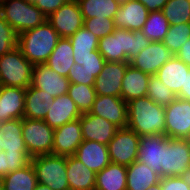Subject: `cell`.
<instances>
[{"label":"cell","mask_w":190,"mask_h":190,"mask_svg":"<svg viewBox=\"0 0 190 190\" xmlns=\"http://www.w3.org/2000/svg\"><path fill=\"white\" fill-rule=\"evenodd\" d=\"M162 12L170 25L190 22V2L188 0H168Z\"/></svg>","instance_id":"36"},{"label":"cell","mask_w":190,"mask_h":190,"mask_svg":"<svg viewBox=\"0 0 190 190\" xmlns=\"http://www.w3.org/2000/svg\"><path fill=\"white\" fill-rule=\"evenodd\" d=\"M74 63L70 39L61 37L45 64L59 75L67 77Z\"/></svg>","instance_id":"30"},{"label":"cell","mask_w":190,"mask_h":190,"mask_svg":"<svg viewBox=\"0 0 190 190\" xmlns=\"http://www.w3.org/2000/svg\"><path fill=\"white\" fill-rule=\"evenodd\" d=\"M120 5L125 4L126 2L130 0H116Z\"/></svg>","instance_id":"54"},{"label":"cell","mask_w":190,"mask_h":190,"mask_svg":"<svg viewBox=\"0 0 190 190\" xmlns=\"http://www.w3.org/2000/svg\"><path fill=\"white\" fill-rule=\"evenodd\" d=\"M27 3L35 5L37 2H41V0H25Z\"/></svg>","instance_id":"53"},{"label":"cell","mask_w":190,"mask_h":190,"mask_svg":"<svg viewBox=\"0 0 190 190\" xmlns=\"http://www.w3.org/2000/svg\"><path fill=\"white\" fill-rule=\"evenodd\" d=\"M1 134H2V133H1V127H0V145H1V138H2V137H1Z\"/></svg>","instance_id":"57"},{"label":"cell","mask_w":190,"mask_h":190,"mask_svg":"<svg viewBox=\"0 0 190 190\" xmlns=\"http://www.w3.org/2000/svg\"><path fill=\"white\" fill-rule=\"evenodd\" d=\"M183 177L190 187V168L186 171V173L183 175Z\"/></svg>","instance_id":"51"},{"label":"cell","mask_w":190,"mask_h":190,"mask_svg":"<svg viewBox=\"0 0 190 190\" xmlns=\"http://www.w3.org/2000/svg\"><path fill=\"white\" fill-rule=\"evenodd\" d=\"M46 20L62 38H70L84 24V19L76 0H69L58 10L51 13Z\"/></svg>","instance_id":"11"},{"label":"cell","mask_w":190,"mask_h":190,"mask_svg":"<svg viewBox=\"0 0 190 190\" xmlns=\"http://www.w3.org/2000/svg\"><path fill=\"white\" fill-rule=\"evenodd\" d=\"M37 178L32 163L3 177V190H35Z\"/></svg>","instance_id":"32"},{"label":"cell","mask_w":190,"mask_h":190,"mask_svg":"<svg viewBox=\"0 0 190 190\" xmlns=\"http://www.w3.org/2000/svg\"><path fill=\"white\" fill-rule=\"evenodd\" d=\"M68 95L75 102L78 110L88 113L97 97L94 85L74 84L70 83Z\"/></svg>","instance_id":"35"},{"label":"cell","mask_w":190,"mask_h":190,"mask_svg":"<svg viewBox=\"0 0 190 190\" xmlns=\"http://www.w3.org/2000/svg\"><path fill=\"white\" fill-rule=\"evenodd\" d=\"M89 113L106 119L118 128L128 124L127 103L121 97L97 95Z\"/></svg>","instance_id":"13"},{"label":"cell","mask_w":190,"mask_h":190,"mask_svg":"<svg viewBox=\"0 0 190 190\" xmlns=\"http://www.w3.org/2000/svg\"><path fill=\"white\" fill-rule=\"evenodd\" d=\"M75 102L68 93L54 98L48 113L43 119L53 129L58 128L68 122L77 120L81 117Z\"/></svg>","instance_id":"21"},{"label":"cell","mask_w":190,"mask_h":190,"mask_svg":"<svg viewBox=\"0 0 190 190\" xmlns=\"http://www.w3.org/2000/svg\"><path fill=\"white\" fill-rule=\"evenodd\" d=\"M149 15V11L140 1L130 0L120 5L114 16L116 28L130 31L141 30Z\"/></svg>","instance_id":"20"},{"label":"cell","mask_w":190,"mask_h":190,"mask_svg":"<svg viewBox=\"0 0 190 190\" xmlns=\"http://www.w3.org/2000/svg\"><path fill=\"white\" fill-rule=\"evenodd\" d=\"M173 57L171 51L161 42H151L129 64L149 75H156L161 66Z\"/></svg>","instance_id":"12"},{"label":"cell","mask_w":190,"mask_h":190,"mask_svg":"<svg viewBox=\"0 0 190 190\" xmlns=\"http://www.w3.org/2000/svg\"><path fill=\"white\" fill-rule=\"evenodd\" d=\"M189 70L190 66L173 55L170 60L161 66L156 75L162 83L177 95L184 87L185 76Z\"/></svg>","instance_id":"25"},{"label":"cell","mask_w":190,"mask_h":190,"mask_svg":"<svg viewBox=\"0 0 190 190\" xmlns=\"http://www.w3.org/2000/svg\"><path fill=\"white\" fill-rule=\"evenodd\" d=\"M54 129L44 120L22 118V137L31 157L52 154Z\"/></svg>","instance_id":"7"},{"label":"cell","mask_w":190,"mask_h":190,"mask_svg":"<svg viewBox=\"0 0 190 190\" xmlns=\"http://www.w3.org/2000/svg\"><path fill=\"white\" fill-rule=\"evenodd\" d=\"M163 134L140 136L137 161L143 162L162 177L163 165Z\"/></svg>","instance_id":"18"},{"label":"cell","mask_w":190,"mask_h":190,"mask_svg":"<svg viewBox=\"0 0 190 190\" xmlns=\"http://www.w3.org/2000/svg\"><path fill=\"white\" fill-rule=\"evenodd\" d=\"M0 190H3V177L0 176Z\"/></svg>","instance_id":"55"},{"label":"cell","mask_w":190,"mask_h":190,"mask_svg":"<svg viewBox=\"0 0 190 190\" xmlns=\"http://www.w3.org/2000/svg\"><path fill=\"white\" fill-rule=\"evenodd\" d=\"M129 62H105L102 71L95 78L97 95L121 97L122 79Z\"/></svg>","instance_id":"15"},{"label":"cell","mask_w":190,"mask_h":190,"mask_svg":"<svg viewBox=\"0 0 190 190\" xmlns=\"http://www.w3.org/2000/svg\"><path fill=\"white\" fill-rule=\"evenodd\" d=\"M190 38V22L170 25L162 43L171 51L173 55L181 49Z\"/></svg>","instance_id":"37"},{"label":"cell","mask_w":190,"mask_h":190,"mask_svg":"<svg viewBox=\"0 0 190 190\" xmlns=\"http://www.w3.org/2000/svg\"><path fill=\"white\" fill-rule=\"evenodd\" d=\"M8 0H0V5Z\"/></svg>","instance_id":"56"},{"label":"cell","mask_w":190,"mask_h":190,"mask_svg":"<svg viewBox=\"0 0 190 190\" xmlns=\"http://www.w3.org/2000/svg\"><path fill=\"white\" fill-rule=\"evenodd\" d=\"M177 98L190 101V70L185 76L184 87L177 94Z\"/></svg>","instance_id":"48"},{"label":"cell","mask_w":190,"mask_h":190,"mask_svg":"<svg viewBox=\"0 0 190 190\" xmlns=\"http://www.w3.org/2000/svg\"><path fill=\"white\" fill-rule=\"evenodd\" d=\"M82 142L80 119L68 122L54 129L52 154L59 156L75 155Z\"/></svg>","instance_id":"14"},{"label":"cell","mask_w":190,"mask_h":190,"mask_svg":"<svg viewBox=\"0 0 190 190\" xmlns=\"http://www.w3.org/2000/svg\"><path fill=\"white\" fill-rule=\"evenodd\" d=\"M170 23L162 10L149 12L148 18L141 31L152 42L161 41L169 30Z\"/></svg>","instance_id":"34"},{"label":"cell","mask_w":190,"mask_h":190,"mask_svg":"<svg viewBox=\"0 0 190 190\" xmlns=\"http://www.w3.org/2000/svg\"><path fill=\"white\" fill-rule=\"evenodd\" d=\"M33 65L16 47L0 57V86L27 89L32 81Z\"/></svg>","instance_id":"4"},{"label":"cell","mask_w":190,"mask_h":190,"mask_svg":"<svg viewBox=\"0 0 190 190\" xmlns=\"http://www.w3.org/2000/svg\"><path fill=\"white\" fill-rule=\"evenodd\" d=\"M160 176L143 162L127 166L126 190H147L160 182Z\"/></svg>","instance_id":"27"},{"label":"cell","mask_w":190,"mask_h":190,"mask_svg":"<svg viewBox=\"0 0 190 190\" xmlns=\"http://www.w3.org/2000/svg\"><path fill=\"white\" fill-rule=\"evenodd\" d=\"M140 136L128 127L118 128L107 144L112 163L129 166L137 160Z\"/></svg>","instance_id":"9"},{"label":"cell","mask_w":190,"mask_h":190,"mask_svg":"<svg viewBox=\"0 0 190 190\" xmlns=\"http://www.w3.org/2000/svg\"><path fill=\"white\" fill-rule=\"evenodd\" d=\"M74 156L95 173L102 171L111 162L107 145L91 140H83Z\"/></svg>","instance_id":"22"},{"label":"cell","mask_w":190,"mask_h":190,"mask_svg":"<svg viewBox=\"0 0 190 190\" xmlns=\"http://www.w3.org/2000/svg\"><path fill=\"white\" fill-rule=\"evenodd\" d=\"M150 77L151 75L129 64L122 79L121 98L128 103L133 99L147 96V86Z\"/></svg>","instance_id":"24"},{"label":"cell","mask_w":190,"mask_h":190,"mask_svg":"<svg viewBox=\"0 0 190 190\" xmlns=\"http://www.w3.org/2000/svg\"><path fill=\"white\" fill-rule=\"evenodd\" d=\"M35 190H53L49 186L37 183Z\"/></svg>","instance_id":"50"},{"label":"cell","mask_w":190,"mask_h":190,"mask_svg":"<svg viewBox=\"0 0 190 190\" xmlns=\"http://www.w3.org/2000/svg\"><path fill=\"white\" fill-rule=\"evenodd\" d=\"M37 183L53 190H70L66 175V156L53 154L38 155L31 158Z\"/></svg>","instance_id":"5"},{"label":"cell","mask_w":190,"mask_h":190,"mask_svg":"<svg viewBox=\"0 0 190 190\" xmlns=\"http://www.w3.org/2000/svg\"><path fill=\"white\" fill-rule=\"evenodd\" d=\"M151 42L141 30L116 28L99 39L98 51L107 62H129Z\"/></svg>","instance_id":"1"},{"label":"cell","mask_w":190,"mask_h":190,"mask_svg":"<svg viewBox=\"0 0 190 190\" xmlns=\"http://www.w3.org/2000/svg\"><path fill=\"white\" fill-rule=\"evenodd\" d=\"M67 78L70 83L94 85L96 77L85 70L82 65L74 63V65L69 69Z\"/></svg>","instance_id":"41"},{"label":"cell","mask_w":190,"mask_h":190,"mask_svg":"<svg viewBox=\"0 0 190 190\" xmlns=\"http://www.w3.org/2000/svg\"><path fill=\"white\" fill-rule=\"evenodd\" d=\"M186 65L190 66V38L182 44L181 49L175 55Z\"/></svg>","instance_id":"46"},{"label":"cell","mask_w":190,"mask_h":190,"mask_svg":"<svg viewBox=\"0 0 190 190\" xmlns=\"http://www.w3.org/2000/svg\"><path fill=\"white\" fill-rule=\"evenodd\" d=\"M0 15L18 34L40 26L47 18L39 8L25 0H8L2 3Z\"/></svg>","instance_id":"6"},{"label":"cell","mask_w":190,"mask_h":190,"mask_svg":"<svg viewBox=\"0 0 190 190\" xmlns=\"http://www.w3.org/2000/svg\"><path fill=\"white\" fill-rule=\"evenodd\" d=\"M146 6L149 12L162 10L168 0H137Z\"/></svg>","instance_id":"47"},{"label":"cell","mask_w":190,"mask_h":190,"mask_svg":"<svg viewBox=\"0 0 190 190\" xmlns=\"http://www.w3.org/2000/svg\"><path fill=\"white\" fill-rule=\"evenodd\" d=\"M8 161V174L12 171L22 169L31 163V156L28 152L5 151Z\"/></svg>","instance_id":"42"},{"label":"cell","mask_w":190,"mask_h":190,"mask_svg":"<svg viewBox=\"0 0 190 190\" xmlns=\"http://www.w3.org/2000/svg\"><path fill=\"white\" fill-rule=\"evenodd\" d=\"M147 96L151 98L156 104L161 106H168L174 99L177 98L176 93L171 91L157 75H151L148 86Z\"/></svg>","instance_id":"38"},{"label":"cell","mask_w":190,"mask_h":190,"mask_svg":"<svg viewBox=\"0 0 190 190\" xmlns=\"http://www.w3.org/2000/svg\"><path fill=\"white\" fill-rule=\"evenodd\" d=\"M0 150L8 152H28L22 137V119H13L0 123Z\"/></svg>","instance_id":"31"},{"label":"cell","mask_w":190,"mask_h":190,"mask_svg":"<svg viewBox=\"0 0 190 190\" xmlns=\"http://www.w3.org/2000/svg\"><path fill=\"white\" fill-rule=\"evenodd\" d=\"M69 39L72 44L75 62H84L90 57H95V50H98L99 38L84 26Z\"/></svg>","instance_id":"29"},{"label":"cell","mask_w":190,"mask_h":190,"mask_svg":"<svg viewBox=\"0 0 190 190\" xmlns=\"http://www.w3.org/2000/svg\"><path fill=\"white\" fill-rule=\"evenodd\" d=\"M68 1L69 0H41V2H37L35 6L39 8L46 17H48Z\"/></svg>","instance_id":"45"},{"label":"cell","mask_w":190,"mask_h":190,"mask_svg":"<svg viewBox=\"0 0 190 190\" xmlns=\"http://www.w3.org/2000/svg\"><path fill=\"white\" fill-rule=\"evenodd\" d=\"M162 177L183 176L190 168V139L164 138Z\"/></svg>","instance_id":"8"},{"label":"cell","mask_w":190,"mask_h":190,"mask_svg":"<svg viewBox=\"0 0 190 190\" xmlns=\"http://www.w3.org/2000/svg\"><path fill=\"white\" fill-rule=\"evenodd\" d=\"M83 19L106 17L114 19L120 4L116 0H76Z\"/></svg>","instance_id":"33"},{"label":"cell","mask_w":190,"mask_h":190,"mask_svg":"<svg viewBox=\"0 0 190 190\" xmlns=\"http://www.w3.org/2000/svg\"><path fill=\"white\" fill-rule=\"evenodd\" d=\"M79 119L83 140L96 141L107 145L118 129L113 123L89 112L83 113Z\"/></svg>","instance_id":"17"},{"label":"cell","mask_w":190,"mask_h":190,"mask_svg":"<svg viewBox=\"0 0 190 190\" xmlns=\"http://www.w3.org/2000/svg\"><path fill=\"white\" fill-rule=\"evenodd\" d=\"M147 190H162L160 182L158 184L153 185L152 187H149Z\"/></svg>","instance_id":"52"},{"label":"cell","mask_w":190,"mask_h":190,"mask_svg":"<svg viewBox=\"0 0 190 190\" xmlns=\"http://www.w3.org/2000/svg\"><path fill=\"white\" fill-rule=\"evenodd\" d=\"M8 174V161L5 151L0 150V176L4 177Z\"/></svg>","instance_id":"49"},{"label":"cell","mask_w":190,"mask_h":190,"mask_svg":"<svg viewBox=\"0 0 190 190\" xmlns=\"http://www.w3.org/2000/svg\"><path fill=\"white\" fill-rule=\"evenodd\" d=\"M105 59L98 50H95V57H90L84 62H75L82 65V67L87 70L89 73H92L97 77L105 64Z\"/></svg>","instance_id":"43"},{"label":"cell","mask_w":190,"mask_h":190,"mask_svg":"<svg viewBox=\"0 0 190 190\" xmlns=\"http://www.w3.org/2000/svg\"><path fill=\"white\" fill-rule=\"evenodd\" d=\"M127 166L110 162L96 173L95 190H126Z\"/></svg>","instance_id":"28"},{"label":"cell","mask_w":190,"mask_h":190,"mask_svg":"<svg viewBox=\"0 0 190 190\" xmlns=\"http://www.w3.org/2000/svg\"><path fill=\"white\" fill-rule=\"evenodd\" d=\"M66 175L70 190H94L96 173L74 155L66 156Z\"/></svg>","instance_id":"23"},{"label":"cell","mask_w":190,"mask_h":190,"mask_svg":"<svg viewBox=\"0 0 190 190\" xmlns=\"http://www.w3.org/2000/svg\"><path fill=\"white\" fill-rule=\"evenodd\" d=\"M162 190H190L183 176H166L160 178Z\"/></svg>","instance_id":"44"},{"label":"cell","mask_w":190,"mask_h":190,"mask_svg":"<svg viewBox=\"0 0 190 190\" xmlns=\"http://www.w3.org/2000/svg\"><path fill=\"white\" fill-rule=\"evenodd\" d=\"M54 97L45 91L30 85L25 92V110L23 118L43 120L48 113Z\"/></svg>","instance_id":"26"},{"label":"cell","mask_w":190,"mask_h":190,"mask_svg":"<svg viewBox=\"0 0 190 190\" xmlns=\"http://www.w3.org/2000/svg\"><path fill=\"white\" fill-rule=\"evenodd\" d=\"M31 85L52 95L54 98L68 93L70 81L59 75L46 64L33 65Z\"/></svg>","instance_id":"16"},{"label":"cell","mask_w":190,"mask_h":190,"mask_svg":"<svg viewBox=\"0 0 190 190\" xmlns=\"http://www.w3.org/2000/svg\"><path fill=\"white\" fill-rule=\"evenodd\" d=\"M18 44V33L0 15V57L11 52Z\"/></svg>","instance_id":"39"},{"label":"cell","mask_w":190,"mask_h":190,"mask_svg":"<svg viewBox=\"0 0 190 190\" xmlns=\"http://www.w3.org/2000/svg\"><path fill=\"white\" fill-rule=\"evenodd\" d=\"M61 37L45 20L40 26L18 34L17 47L32 64H45Z\"/></svg>","instance_id":"3"},{"label":"cell","mask_w":190,"mask_h":190,"mask_svg":"<svg viewBox=\"0 0 190 190\" xmlns=\"http://www.w3.org/2000/svg\"><path fill=\"white\" fill-rule=\"evenodd\" d=\"M83 26L96 35L99 39L113 33L116 29L114 20L106 17L84 19Z\"/></svg>","instance_id":"40"},{"label":"cell","mask_w":190,"mask_h":190,"mask_svg":"<svg viewBox=\"0 0 190 190\" xmlns=\"http://www.w3.org/2000/svg\"><path fill=\"white\" fill-rule=\"evenodd\" d=\"M127 127L139 136L165 135V107L156 104L148 96L127 103Z\"/></svg>","instance_id":"2"},{"label":"cell","mask_w":190,"mask_h":190,"mask_svg":"<svg viewBox=\"0 0 190 190\" xmlns=\"http://www.w3.org/2000/svg\"><path fill=\"white\" fill-rule=\"evenodd\" d=\"M165 136L190 139V101L176 98L165 106Z\"/></svg>","instance_id":"10"},{"label":"cell","mask_w":190,"mask_h":190,"mask_svg":"<svg viewBox=\"0 0 190 190\" xmlns=\"http://www.w3.org/2000/svg\"><path fill=\"white\" fill-rule=\"evenodd\" d=\"M25 92L20 87L0 86V123L23 118Z\"/></svg>","instance_id":"19"}]
</instances>
